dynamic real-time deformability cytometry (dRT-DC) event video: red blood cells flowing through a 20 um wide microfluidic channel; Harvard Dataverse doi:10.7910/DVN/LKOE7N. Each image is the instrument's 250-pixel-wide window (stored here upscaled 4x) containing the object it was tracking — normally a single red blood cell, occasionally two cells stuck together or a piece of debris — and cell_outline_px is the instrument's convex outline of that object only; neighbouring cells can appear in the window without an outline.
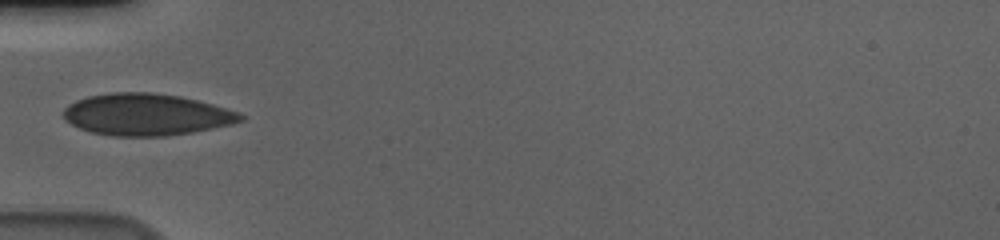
{"species": "human", "species_latin": "Homo sapiens", "temperature_condition": "cold", "stored_images_in_passage": 23, "camera_frame_rate_fps": 3000, "um_per_image_px": 0.085, "donor": {"sex": "male"}, "frame": {"image": 1, "passage_image": 1, "time_ms": 0.0, "image_size_px": [1000, 240], "cell_outline_px": [[244, 120], [232, 124], [192, 132], [168, 136], [112, 136], [92, 132], [80, 128], [64, 120], [60, 112], [68, 104], [76, 100], [88, 96], [112, 92], [152, 92], [180, 96], [212, 104], [240, 112], [244, 116]], "centroid_in_image_um": [12.41, 9.73], "position_along_channel_um": 72.6, "area_um2": 43.35}}